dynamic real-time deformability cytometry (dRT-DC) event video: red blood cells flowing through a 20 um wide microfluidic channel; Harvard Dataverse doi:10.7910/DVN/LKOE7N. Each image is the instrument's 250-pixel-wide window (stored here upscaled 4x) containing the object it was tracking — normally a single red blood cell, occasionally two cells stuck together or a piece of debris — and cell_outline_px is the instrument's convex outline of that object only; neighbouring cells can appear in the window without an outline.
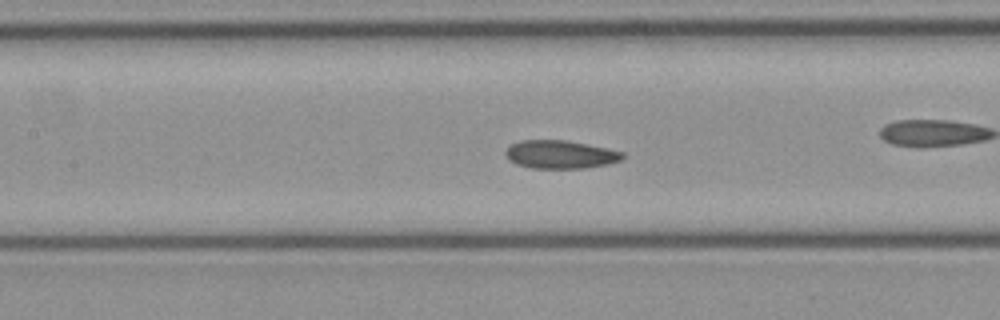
{"species": "common noctule bat (a hibernating species)", "species_latin": "Nyctalus noctula", "temperature_condition": "cold", "stored_images_in_passage": 49, "camera_frame_rate_fps": 3000, "um_per_image_px": 0.085, "animal": {"sex": "female", "body_mass_g": 21.9}, "frame": {"image": 1, "passage_image": 22, "time_ms": 7.0, "image_size_px": [1000, 320], "cell_outline_px": [[624, 156], [620, 160], [608, 164], [584, 168], [532, 168], [516, 164], [508, 160], [504, 152], [512, 144], [520, 140], [564, 140], [588, 144], [608, 148], [624, 152]], "centroid_in_image_um": [47.62, 13.13], "position_along_channel_um": 159.8, "area_um2": 19.25}}